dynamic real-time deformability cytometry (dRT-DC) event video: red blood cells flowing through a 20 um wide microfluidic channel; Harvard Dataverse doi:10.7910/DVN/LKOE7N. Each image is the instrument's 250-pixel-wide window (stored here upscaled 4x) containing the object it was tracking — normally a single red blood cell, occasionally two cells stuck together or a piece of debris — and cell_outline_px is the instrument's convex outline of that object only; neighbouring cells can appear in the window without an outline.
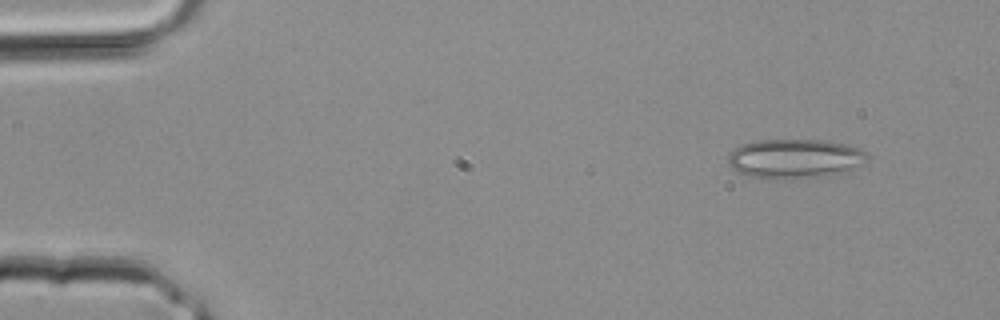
{"species": "common noctule bat (a hibernating species)", "species_latin": "Nyctalus noctula", "temperature_condition": "room temperature", "stored_images_in_passage": 3, "camera_frame_rate_fps": 3000, "um_per_image_px": 0.085, "animal": {"sex": "male", "body_mass_g": 20.4}, "frame": {"image": 1, "passage_image": 1, "time_ms": 0.0, "image_size_px": [1000, 320], "cell_outline_px": [[868, 160], [848, 172], [820, 176], [768, 180], [764, 180], [740, 172], [732, 168], [728, 164], [728, 156], [736, 148], [744, 144], [756, 140], [824, 140], [844, 144], [860, 148], [868, 156]], "centroid_in_image_um": [67.58, 13.49], "position_along_channel_um": 17.4, "area_um2": 31.91}}